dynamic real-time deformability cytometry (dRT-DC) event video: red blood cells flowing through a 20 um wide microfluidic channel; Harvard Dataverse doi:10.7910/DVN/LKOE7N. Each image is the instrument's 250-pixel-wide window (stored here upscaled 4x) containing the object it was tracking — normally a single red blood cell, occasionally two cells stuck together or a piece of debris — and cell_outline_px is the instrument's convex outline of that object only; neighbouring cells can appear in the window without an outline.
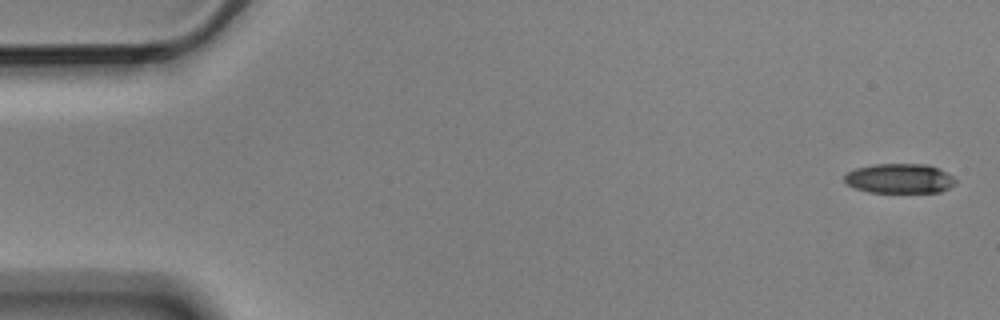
{"species": "Egyptian fruit bat (a non-hibernating species)", "species_latin": "Rousettus aegyptiacus", "temperature_condition": "cold", "stored_images_in_passage": 5, "camera_frame_rate_fps": 3000, "um_per_image_px": 0.085, "animal": {"sex": "male"}, "frame": {"image": 1, "passage_image": 1, "time_ms": 0.0, "image_size_px": [1000, 320], "cell_outline_px": [[956, 184], [940, 192], [868, 192], [852, 188], [844, 184], [844, 176], [848, 172], [856, 168], [872, 164], [928, 164], [948, 172], [956, 180]], "centroid_in_image_um": [76.44, 15.17], "position_along_channel_um": 8.6, "area_um2": 19.48}}